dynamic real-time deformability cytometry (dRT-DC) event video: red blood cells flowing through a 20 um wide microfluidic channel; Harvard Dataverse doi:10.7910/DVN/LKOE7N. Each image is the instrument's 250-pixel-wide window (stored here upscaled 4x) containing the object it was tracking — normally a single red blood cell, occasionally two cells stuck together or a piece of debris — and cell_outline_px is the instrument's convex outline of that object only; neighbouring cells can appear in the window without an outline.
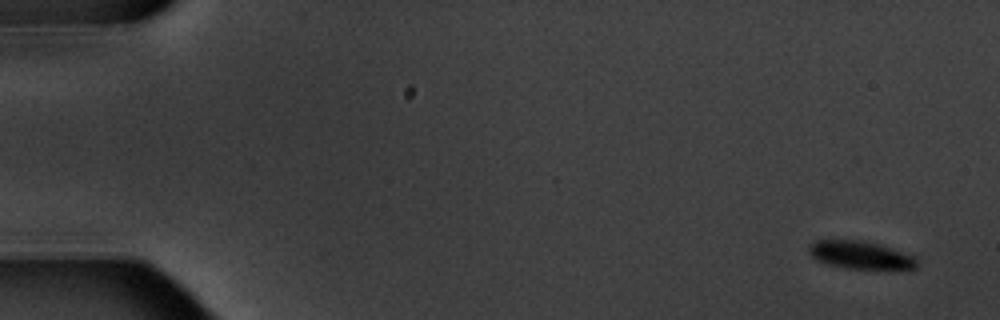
{"species": "common noctule bat (a hibernating species)", "species_latin": "Nyctalus noctula", "temperature_condition": "warm", "stored_images_in_passage": 7, "camera_frame_rate_fps": 3000, "um_per_image_px": 0.085, "animal": {"sex": "male", "body_mass_g": 20.1, "forearm_length_mm": 53.5}, "frame": {"image": 1, "passage_image": 1, "time_ms": 0.0, "image_size_px": [1000, 320], "cell_outline_px": [[916, 268], [848, 268], [828, 264], [816, 260], [808, 252], [808, 244], [816, 240], [860, 240], [880, 244], [916, 256]], "centroid_in_image_um": [73.09, 21.65], "position_along_channel_um": 11.9, "area_um2": 17.34}}
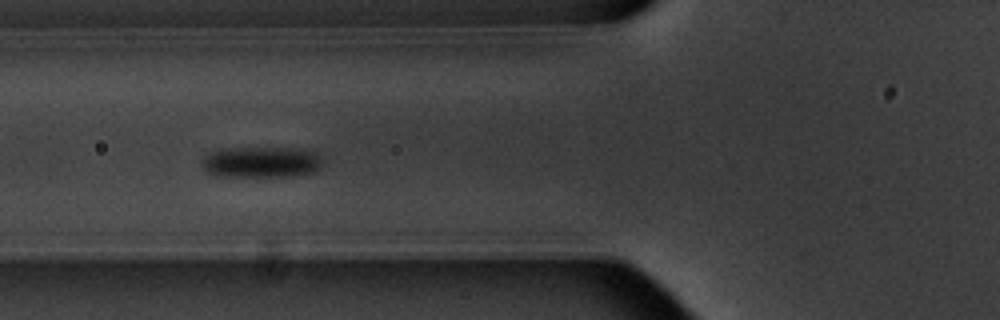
{"frame": {"image": 2, "passage_image": 6, "time_ms": 6.667, "image_size_px": [1000, 320], "cell_outline_px": [[324, 164], [316, 172], [296, 176], [216, 176], [208, 172], [200, 164], [204, 156], [208, 152], [220, 148], [288, 148], [316, 152], [324, 160]], "centroid_in_image_um": [22.22, 13.78], "position_along_channel_um": 103.6, "area_um2": 22.2}}